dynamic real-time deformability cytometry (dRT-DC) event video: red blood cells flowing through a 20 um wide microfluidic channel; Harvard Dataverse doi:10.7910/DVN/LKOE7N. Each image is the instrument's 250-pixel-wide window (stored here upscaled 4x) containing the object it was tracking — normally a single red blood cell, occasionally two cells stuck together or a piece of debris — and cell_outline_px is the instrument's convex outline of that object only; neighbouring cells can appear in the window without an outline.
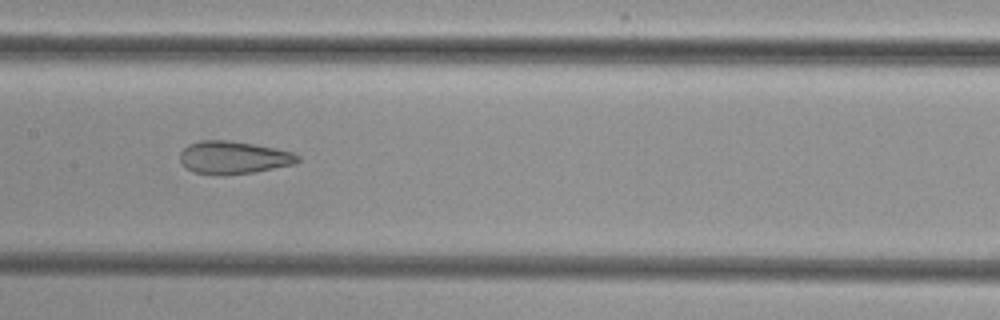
{"species": "common noctule bat (a hibernating species)", "species_latin": "Nyctalus noctula", "temperature_condition": "cold", "stored_images_in_passage": 38, "camera_frame_rate_fps": 3000, "um_per_image_px": 0.085, "animal": {"sex": "female", "body_mass_g": 29.2, "forearm_length_mm": 56.3}, "frame": {"image": 1, "passage_image": 12, "time_ms": 3.667, "image_size_px": [1000, 320], "cell_outline_px": [[300, 160], [296, 164], [256, 172], [224, 176], [196, 172], [188, 168], [180, 160], [180, 152], [188, 144], [200, 140], [228, 140], [256, 144], [276, 148], [292, 152], [300, 156]], "centroid_in_image_um": [19.89, 13.39], "position_along_channel_um": 187.5, "area_um2": 22.72}}